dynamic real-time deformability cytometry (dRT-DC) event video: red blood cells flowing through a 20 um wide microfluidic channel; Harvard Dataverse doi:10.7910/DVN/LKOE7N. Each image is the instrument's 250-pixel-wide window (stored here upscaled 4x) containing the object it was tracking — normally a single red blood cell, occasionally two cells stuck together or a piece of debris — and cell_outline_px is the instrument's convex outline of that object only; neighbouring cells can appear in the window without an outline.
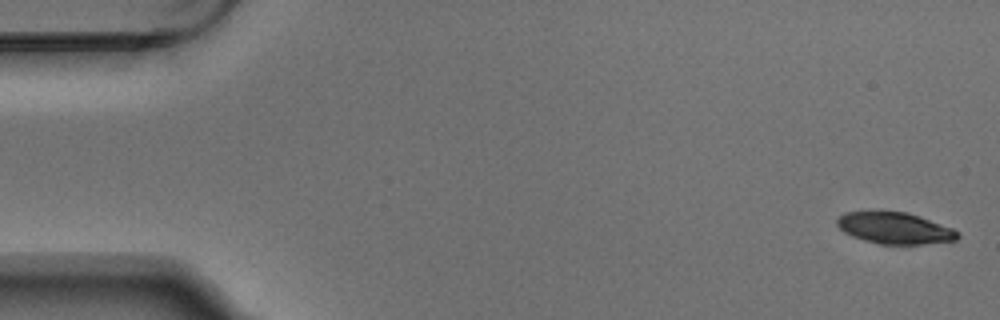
{"species": "Egyptian fruit bat (a non-hibernating species)", "species_latin": "Rousettus aegyptiacus", "temperature_condition": "warm", "stored_images_in_passage": 6, "camera_frame_rate_fps": 3000, "um_per_image_px": 0.085, "animal": {"sex": "male"}, "frame": {"image": 1, "passage_image": 1, "time_ms": 0.0, "image_size_px": [1000, 320], "cell_outline_px": [[960, 236], [956, 240], [924, 244], [880, 244], [864, 240], [852, 236], [844, 232], [836, 224], [836, 220], [844, 212], [876, 208], [884, 208], [908, 212], [920, 216], [952, 228], [960, 232]], "centroid_in_image_um": [76.01, 19.33], "position_along_channel_um": 9.0, "area_um2": 23.06}}
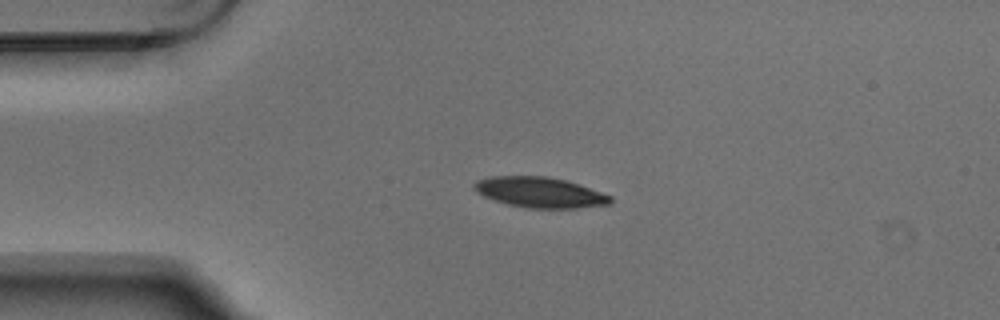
{"frame": {"image": 2, "passage_image": 4, "time_ms": 1.0, "image_size_px": [1000, 320], "cell_outline_px": [[612, 200], [608, 204], [576, 208], [528, 208], [508, 204], [484, 196], [476, 192], [472, 184], [476, 180], [492, 176], [548, 176], [580, 184], [612, 196]], "centroid_in_image_um": [45.88, 16.34], "position_along_channel_um": 39.1, "area_um2": 24.1}}
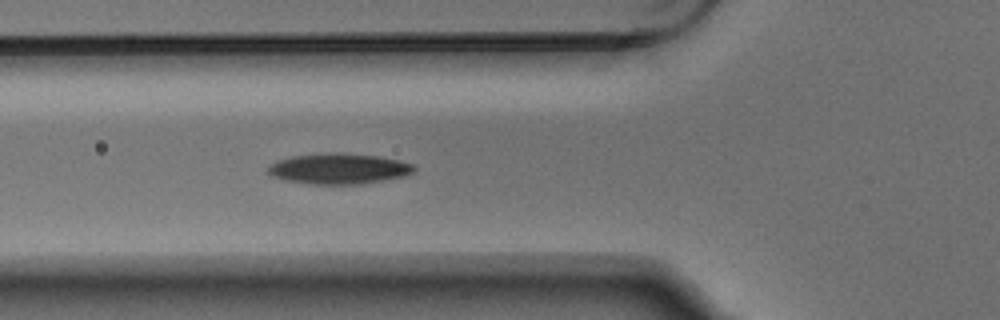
{"frame": {"image": 3, "passage_image": 6, "time_ms": 1.667, "image_size_px": [1000, 320], "cell_outline_px": [[416, 168], [412, 172], [404, 176], [364, 184], [308, 184], [288, 180], [272, 176], [268, 172], [268, 168], [272, 164], [280, 160], [292, 156], [328, 152], [340, 152], [380, 156], [400, 160], [412, 164]], "centroid_in_image_um": [28.84, 14.33], "position_along_channel_um": 97.0, "area_um2": 26.07}}